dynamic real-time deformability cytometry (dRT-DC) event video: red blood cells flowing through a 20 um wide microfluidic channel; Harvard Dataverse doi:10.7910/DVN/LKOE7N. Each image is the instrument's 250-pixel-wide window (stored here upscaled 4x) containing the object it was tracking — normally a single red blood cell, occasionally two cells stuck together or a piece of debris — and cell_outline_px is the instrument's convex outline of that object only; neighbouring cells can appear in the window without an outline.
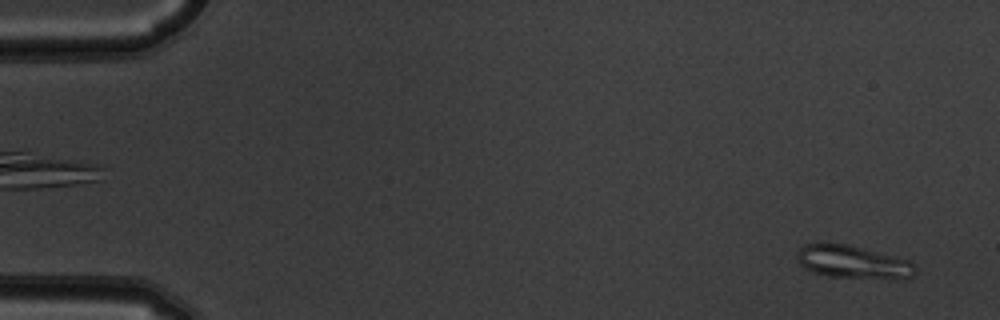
{"species": "common noctule bat (a hibernating species)", "species_latin": "Nyctalus noctula", "temperature_condition": "warm", "stored_images_in_passage": 11, "camera_frame_rate_fps": 3000, "um_per_image_px": 0.085, "animal": {"sex": "male", "body_mass_g": 19.5, "forearm_length_mm": 54.6}, "frame": {"image": 1, "passage_image": 2, "time_ms": 0.333, "image_size_px": [1000, 320], "cell_outline_px": [[916, 272], [912, 276], [828, 276], [812, 272], [804, 268], [796, 260], [796, 256], [800, 248], [804, 244], [848, 244], [908, 260], [916, 268]], "centroid_in_image_um": [72.37, 22.23], "position_along_channel_um": 12.6, "area_um2": 21.5}}